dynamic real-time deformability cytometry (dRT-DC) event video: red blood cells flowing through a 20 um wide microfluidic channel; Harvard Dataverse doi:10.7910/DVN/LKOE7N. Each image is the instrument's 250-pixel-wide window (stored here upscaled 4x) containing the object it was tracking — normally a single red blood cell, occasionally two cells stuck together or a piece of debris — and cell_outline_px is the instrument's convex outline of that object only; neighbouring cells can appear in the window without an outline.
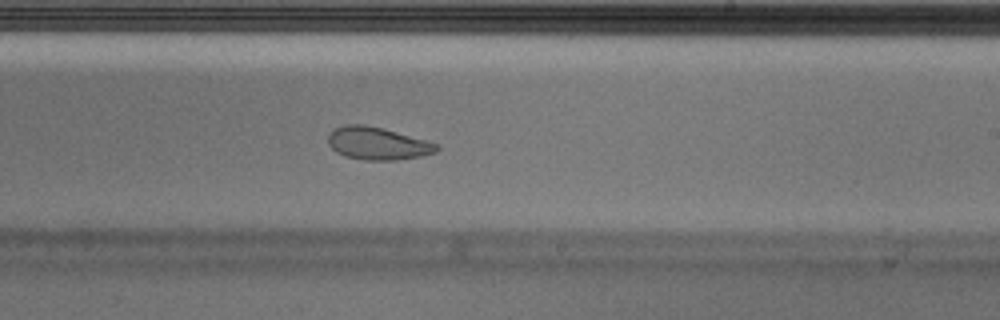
{"species": "Egyptian fruit bat (a non-hibernating species)", "species_latin": "Rousettus aegyptiacus", "temperature_condition": "cold", "stored_images_in_passage": 54, "camera_frame_rate_fps": 3000, "um_per_image_px": 0.085, "animal": {"sex": "male"}, "frame": {"image": 1, "passage_image": 31, "time_ms": 10.0, "image_size_px": [1000, 320], "cell_outline_px": [[440, 148], [436, 152], [420, 156], [396, 160], [364, 160], [344, 156], [336, 152], [328, 144], [328, 136], [332, 128], [344, 124], [364, 124], [384, 128], [440, 144]], "centroid_in_image_um": [32.08, 12.18], "position_along_channel_um": 256.9, "area_um2": 20.92}, "authors_computed_cell_mechanics": {"area_um2": 21.5883, "velocity_mm_per_s": 3.4965, "shape_relaxation_time_tau1_ms": null, "shape_relaxation_time_tau2_ms": 1.8644, "deformation_change_tau1": null, "deformation_change_tau2": 0.0612}}